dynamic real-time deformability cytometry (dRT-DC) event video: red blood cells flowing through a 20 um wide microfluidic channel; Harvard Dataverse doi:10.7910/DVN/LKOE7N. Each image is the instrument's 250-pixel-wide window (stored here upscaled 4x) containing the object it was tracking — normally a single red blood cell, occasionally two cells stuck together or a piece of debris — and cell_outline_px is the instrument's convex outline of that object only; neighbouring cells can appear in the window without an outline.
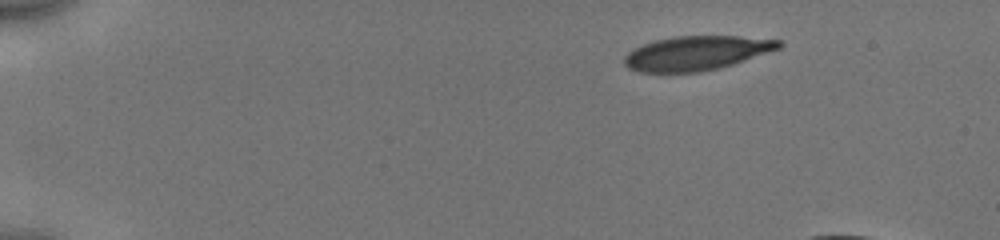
{"species": "human", "species_latin": "Homo sapiens", "temperature_condition": "cold", "stored_images_in_passage": 42, "camera_frame_rate_fps": 3000, "um_per_image_px": 0.085, "donor": {"sex": "male"}, "frame": {"image": 1, "passage_image": 1, "time_ms": 0.0, "image_size_px": [1000, 240], "cell_outline_px": [[784, 44], [780, 48], [720, 68], [700, 72], [640, 72], [628, 68], [624, 64], [624, 56], [632, 48], [656, 40], [672, 36], [736, 36], [780, 40]], "centroid_in_image_um": [59.17, 4.51], "position_along_channel_um": 25.8, "area_um2": 30.81}}
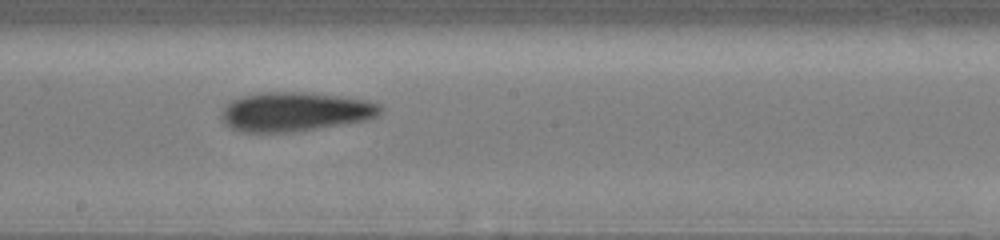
{"frame": {"image": 2, "passage_image": 24, "time_ms": 7.667, "image_size_px": [1000, 240], "cell_outline_px": [[384, 108], [376, 116], [368, 120], [292, 132], [240, 132], [224, 124], [220, 120], [220, 116], [224, 108], [232, 100], [240, 96], [264, 92], [304, 92], [368, 100], [380, 104]], "centroid_in_image_um": [25.06, 9.5], "position_along_channel_um": 223.1, "area_um2": 36.3}}
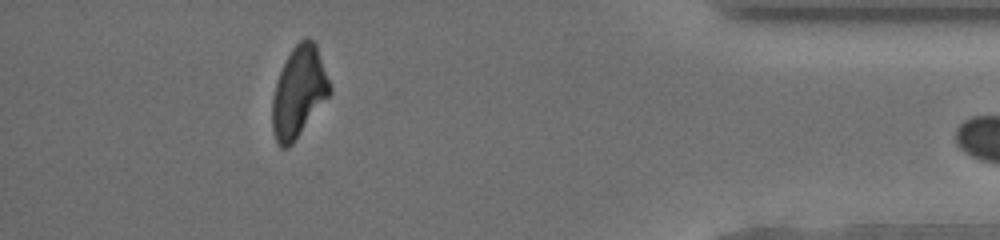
{"frame": {"image": 3, "passage_image": 41, "time_ms": 13.333, "image_size_px": [1000, 240], "cell_outline_px": [[332, 92], [292, 144], [288, 148], [280, 148], [272, 132], [272, 100], [276, 80], [292, 48], [304, 36], [312, 40], [316, 44], [332, 88]], "centroid_in_image_um": [25.39, 7.82], "position_along_channel_um": 409.8, "area_um2": 30.29}}